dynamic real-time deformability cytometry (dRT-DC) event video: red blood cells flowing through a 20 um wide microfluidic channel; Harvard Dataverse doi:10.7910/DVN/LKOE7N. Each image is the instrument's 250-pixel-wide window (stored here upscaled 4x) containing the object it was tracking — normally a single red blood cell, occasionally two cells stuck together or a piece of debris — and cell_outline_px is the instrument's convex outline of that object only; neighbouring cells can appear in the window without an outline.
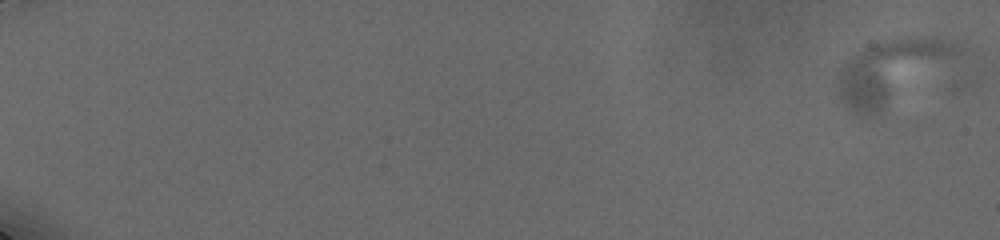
{"species": "human", "species_latin": "Homo sapiens", "temperature_condition": "cold", "stored_images_in_passage": 3, "camera_frame_rate_fps": 3000, "um_per_image_px": 0.085, "donor": {"sex": "male"}, "frame": {"image": 1, "passage_image": 1, "time_ms": 0.0, "image_size_px": [1000, 240], "cell_outline_px": [[968, 52], [964, 56], [880, 112], [872, 116], [860, 116], [844, 104], [840, 100], [836, 92], [836, 76], [840, 68], [852, 56], [864, 48], [876, 44], [908, 36], [936, 36], [956, 40], [968, 48]], "centroid_in_image_um": [75.93, 6.02], "position_along_channel_um": 9.1, "area_um2": 45.84}}